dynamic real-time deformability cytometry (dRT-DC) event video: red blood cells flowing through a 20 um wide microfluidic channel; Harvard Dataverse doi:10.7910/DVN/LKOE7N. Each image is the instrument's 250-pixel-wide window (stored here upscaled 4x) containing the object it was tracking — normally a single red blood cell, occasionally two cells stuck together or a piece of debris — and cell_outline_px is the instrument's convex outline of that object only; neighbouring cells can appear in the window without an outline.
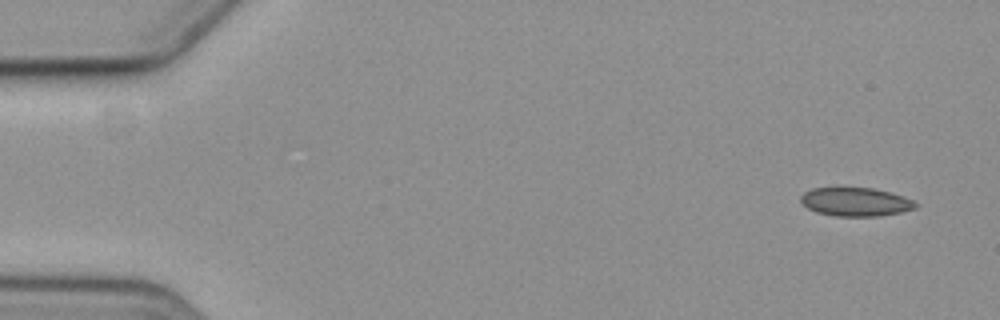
{"species": "common noctule bat (a hibernating species)", "species_latin": "Nyctalus noctula", "temperature_condition": "cold", "stored_images_in_passage": 4, "camera_frame_rate_fps": 3000, "um_per_image_px": 0.085, "animal": {"sex": "female", "body_mass_g": 19.3, "forearm_length_mm": 54.1}, "frame": {"image": 1, "passage_image": 1, "time_ms": 0.0, "image_size_px": [1000, 320], "cell_outline_px": [[916, 208], [900, 212], [876, 216], [836, 216], [816, 212], [808, 208], [800, 200], [800, 196], [804, 192], [812, 188], [872, 188], [888, 192], [912, 200], [916, 204]], "centroid_in_image_um": [72.67, 17.16], "position_along_channel_um": 12.3, "area_um2": 18.79}}